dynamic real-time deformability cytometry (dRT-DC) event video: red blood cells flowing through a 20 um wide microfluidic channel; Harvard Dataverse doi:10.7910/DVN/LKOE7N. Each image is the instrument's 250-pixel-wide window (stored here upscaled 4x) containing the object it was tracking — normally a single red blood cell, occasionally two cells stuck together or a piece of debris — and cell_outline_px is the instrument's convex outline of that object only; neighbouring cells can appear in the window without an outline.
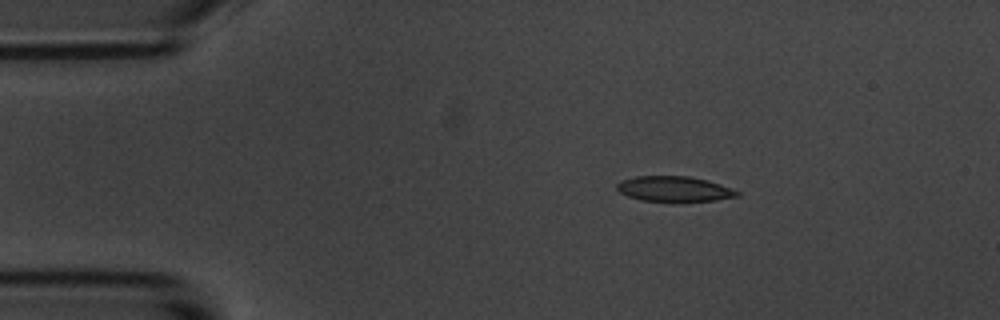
{"species": "common noctule bat (a hibernating species)", "species_latin": "Nyctalus noctula", "temperature_condition": "room temperature", "stored_images_in_passage": 48, "camera_frame_rate_fps": 3000, "um_per_image_px": 0.085, "animal": {"sex": "male", "body_mass_g": 20.1, "forearm_length_mm": 53.5}, "frame": {"image": 1, "passage_image": 1, "time_ms": 0.0, "image_size_px": [1000, 320], "cell_outline_px": [[740, 196], [716, 200], [680, 204], [672, 204], [640, 200], [628, 196], [620, 192], [616, 188], [616, 184], [624, 180], [636, 176], [688, 176], [708, 180], [720, 184], [740, 192]], "centroid_in_image_um": [57.33, 16.11], "position_along_channel_um": 27.7, "area_um2": 18.5}}
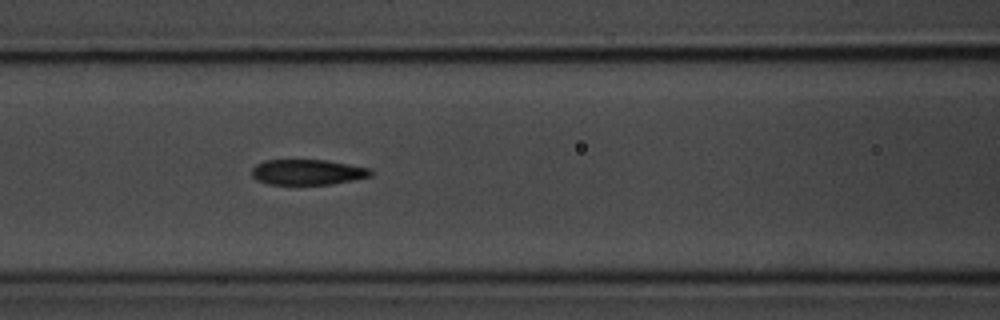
{"frame": {"image": 2, "passage_image": 15, "time_ms": 4.667, "image_size_px": [1000, 320], "cell_outline_px": [[372, 176], [332, 184], [268, 184], [256, 180], [252, 176], [252, 168], [256, 164], [264, 160], [324, 160], [372, 168]], "centroid_in_image_um": [26.14, 14.63], "position_along_channel_um": 140.5, "area_um2": 17.63}}
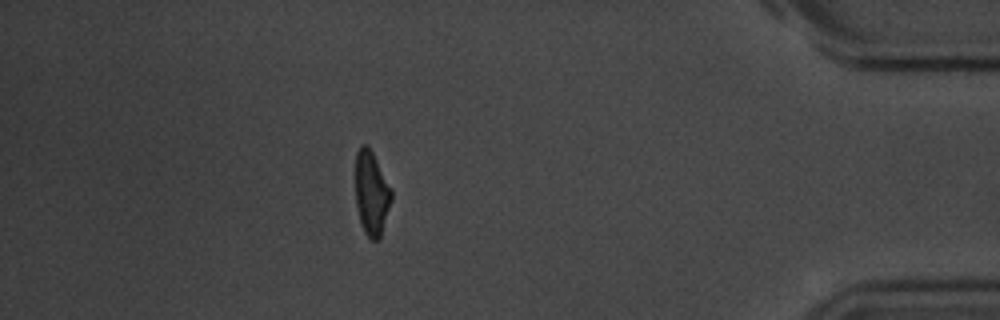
{"frame": {"image": 3, "passage_image": 41, "time_ms": 13.333, "image_size_px": [1000, 320], "cell_outline_px": [[392, 200], [380, 240], [372, 240], [364, 232], [360, 220], [356, 204], [356, 152], [360, 144], [368, 144], [392, 188]], "centroid_in_image_um": [31.6, 16.41], "position_along_channel_um": 403.6, "area_um2": 17.86}, "authors_computed_cell_mechanics": {"area_um2": 18.4093, "velocity_mm_per_s": 3.5669, "shape_relaxation_time_tau1_ms": 3.6946, "shape_relaxation_time_tau2_ms": 2.9934, "deformation_change_tau1": 0.1661, "deformation_change_tau2": 0.0873}}